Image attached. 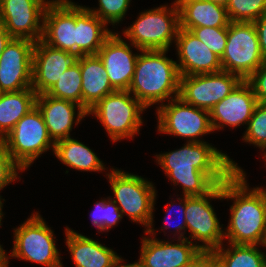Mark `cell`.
I'll return each instance as SVG.
<instances>
[{
	"mask_svg": "<svg viewBox=\"0 0 266 267\" xmlns=\"http://www.w3.org/2000/svg\"><path fill=\"white\" fill-rule=\"evenodd\" d=\"M190 31L219 58L225 52L228 27H197Z\"/></svg>",
	"mask_w": 266,
	"mask_h": 267,
	"instance_id": "cell-33",
	"label": "cell"
},
{
	"mask_svg": "<svg viewBox=\"0 0 266 267\" xmlns=\"http://www.w3.org/2000/svg\"><path fill=\"white\" fill-rule=\"evenodd\" d=\"M183 267H214L212 253L202 251L192 262Z\"/></svg>",
	"mask_w": 266,
	"mask_h": 267,
	"instance_id": "cell-39",
	"label": "cell"
},
{
	"mask_svg": "<svg viewBox=\"0 0 266 267\" xmlns=\"http://www.w3.org/2000/svg\"><path fill=\"white\" fill-rule=\"evenodd\" d=\"M37 94L32 88L18 92H2L0 96V140L16 123L36 107Z\"/></svg>",
	"mask_w": 266,
	"mask_h": 267,
	"instance_id": "cell-26",
	"label": "cell"
},
{
	"mask_svg": "<svg viewBox=\"0 0 266 267\" xmlns=\"http://www.w3.org/2000/svg\"><path fill=\"white\" fill-rule=\"evenodd\" d=\"M169 50H141L128 91L145 107L179 97L177 62L166 57ZM169 99V100H168Z\"/></svg>",
	"mask_w": 266,
	"mask_h": 267,
	"instance_id": "cell-3",
	"label": "cell"
},
{
	"mask_svg": "<svg viewBox=\"0 0 266 267\" xmlns=\"http://www.w3.org/2000/svg\"><path fill=\"white\" fill-rule=\"evenodd\" d=\"M210 2H213L215 4L221 5L226 7V5L228 4L229 0H208Z\"/></svg>",
	"mask_w": 266,
	"mask_h": 267,
	"instance_id": "cell-43",
	"label": "cell"
},
{
	"mask_svg": "<svg viewBox=\"0 0 266 267\" xmlns=\"http://www.w3.org/2000/svg\"><path fill=\"white\" fill-rule=\"evenodd\" d=\"M177 243L155 237H142L139 261L142 267H183L192 262L202 250L188 239Z\"/></svg>",
	"mask_w": 266,
	"mask_h": 267,
	"instance_id": "cell-16",
	"label": "cell"
},
{
	"mask_svg": "<svg viewBox=\"0 0 266 267\" xmlns=\"http://www.w3.org/2000/svg\"><path fill=\"white\" fill-rule=\"evenodd\" d=\"M178 200H179V207H180V209H178V210H180L181 211V218H182V222H180V223H178L177 222V224H173L174 225V228H175V233L177 234V233H179V234H177L176 236H178V239H188V240H190V238L189 237H186V236H184V234H186L185 232H186V220H185V196L183 195V198H177ZM169 206H175L174 205V203L172 204V201H171V205L169 204V205H167L166 206V210H167V213H166V216H165V219L167 220V219H169L170 217H169V215H170V213H171V208L169 207ZM168 211H170V213L168 212ZM173 215H175V214H173ZM164 221L165 223H164V227H162L161 228V230H165V229H167V228H170L172 225L170 224V222H168L167 223V221ZM167 224V225H166ZM169 224L171 225V226H169ZM182 230H184V232L182 231Z\"/></svg>",
	"mask_w": 266,
	"mask_h": 267,
	"instance_id": "cell-37",
	"label": "cell"
},
{
	"mask_svg": "<svg viewBox=\"0 0 266 267\" xmlns=\"http://www.w3.org/2000/svg\"><path fill=\"white\" fill-rule=\"evenodd\" d=\"M244 171H234L222 183L223 199H232L224 238L231 244L264 245L266 238V189H249Z\"/></svg>",
	"mask_w": 266,
	"mask_h": 267,
	"instance_id": "cell-2",
	"label": "cell"
},
{
	"mask_svg": "<svg viewBox=\"0 0 266 267\" xmlns=\"http://www.w3.org/2000/svg\"><path fill=\"white\" fill-rule=\"evenodd\" d=\"M124 262V260L123 259H121V261H120V263H119V265H118V267H142L138 262H134V263H130V264H125V263H123ZM124 265H123V264Z\"/></svg>",
	"mask_w": 266,
	"mask_h": 267,
	"instance_id": "cell-42",
	"label": "cell"
},
{
	"mask_svg": "<svg viewBox=\"0 0 266 267\" xmlns=\"http://www.w3.org/2000/svg\"><path fill=\"white\" fill-rule=\"evenodd\" d=\"M228 245L227 249L222 244L211 252L214 267H266V253L259 250V245Z\"/></svg>",
	"mask_w": 266,
	"mask_h": 267,
	"instance_id": "cell-28",
	"label": "cell"
},
{
	"mask_svg": "<svg viewBox=\"0 0 266 267\" xmlns=\"http://www.w3.org/2000/svg\"><path fill=\"white\" fill-rule=\"evenodd\" d=\"M36 107L41 112L49 136L54 143L70 138L73 124L78 125L84 117L88 116V113L79 104L57 99L46 93L37 95Z\"/></svg>",
	"mask_w": 266,
	"mask_h": 267,
	"instance_id": "cell-21",
	"label": "cell"
},
{
	"mask_svg": "<svg viewBox=\"0 0 266 267\" xmlns=\"http://www.w3.org/2000/svg\"><path fill=\"white\" fill-rule=\"evenodd\" d=\"M42 41L52 48L76 56V4L71 0H51L46 7Z\"/></svg>",
	"mask_w": 266,
	"mask_h": 267,
	"instance_id": "cell-15",
	"label": "cell"
},
{
	"mask_svg": "<svg viewBox=\"0 0 266 267\" xmlns=\"http://www.w3.org/2000/svg\"><path fill=\"white\" fill-rule=\"evenodd\" d=\"M242 139L263 152L266 150V103H258ZM263 154L266 157V151Z\"/></svg>",
	"mask_w": 266,
	"mask_h": 267,
	"instance_id": "cell-32",
	"label": "cell"
},
{
	"mask_svg": "<svg viewBox=\"0 0 266 267\" xmlns=\"http://www.w3.org/2000/svg\"><path fill=\"white\" fill-rule=\"evenodd\" d=\"M107 173L114 198H111L124 214L132 220L145 226L144 233L156 237L154 222V206L156 190L154 184L143 177L111 168ZM147 227V228H146Z\"/></svg>",
	"mask_w": 266,
	"mask_h": 267,
	"instance_id": "cell-4",
	"label": "cell"
},
{
	"mask_svg": "<svg viewBox=\"0 0 266 267\" xmlns=\"http://www.w3.org/2000/svg\"><path fill=\"white\" fill-rule=\"evenodd\" d=\"M223 71L247 80L264 62L253 22H232L228 25L225 52L220 58Z\"/></svg>",
	"mask_w": 266,
	"mask_h": 267,
	"instance_id": "cell-9",
	"label": "cell"
},
{
	"mask_svg": "<svg viewBox=\"0 0 266 267\" xmlns=\"http://www.w3.org/2000/svg\"><path fill=\"white\" fill-rule=\"evenodd\" d=\"M160 7L141 12L136 21L123 31L135 49L169 50L180 28L179 8L176 0L171 7Z\"/></svg>",
	"mask_w": 266,
	"mask_h": 267,
	"instance_id": "cell-5",
	"label": "cell"
},
{
	"mask_svg": "<svg viewBox=\"0 0 266 267\" xmlns=\"http://www.w3.org/2000/svg\"><path fill=\"white\" fill-rule=\"evenodd\" d=\"M226 9L232 22H254L266 14V0H229Z\"/></svg>",
	"mask_w": 266,
	"mask_h": 267,
	"instance_id": "cell-30",
	"label": "cell"
},
{
	"mask_svg": "<svg viewBox=\"0 0 266 267\" xmlns=\"http://www.w3.org/2000/svg\"><path fill=\"white\" fill-rule=\"evenodd\" d=\"M258 100L251 85L243 80L229 95L217 103L210 111L213 132L224 125L235 128L247 125L254 113Z\"/></svg>",
	"mask_w": 266,
	"mask_h": 267,
	"instance_id": "cell-19",
	"label": "cell"
},
{
	"mask_svg": "<svg viewBox=\"0 0 266 267\" xmlns=\"http://www.w3.org/2000/svg\"><path fill=\"white\" fill-rule=\"evenodd\" d=\"M55 156L70 168L78 171H104L105 164L88 146L74 138H66L55 143Z\"/></svg>",
	"mask_w": 266,
	"mask_h": 267,
	"instance_id": "cell-27",
	"label": "cell"
},
{
	"mask_svg": "<svg viewBox=\"0 0 266 267\" xmlns=\"http://www.w3.org/2000/svg\"><path fill=\"white\" fill-rule=\"evenodd\" d=\"M13 234V248L5 256L7 259L14 257L46 267H63L54 232L38 212L15 228Z\"/></svg>",
	"mask_w": 266,
	"mask_h": 267,
	"instance_id": "cell-7",
	"label": "cell"
},
{
	"mask_svg": "<svg viewBox=\"0 0 266 267\" xmlns=\"http://www.w3.org/2000/svg\"><path fill=\"white\" fill-rule=\"evenodd\" d=\"M77 56L55 49L42 40L35 42L32 54V89L46 93L74 62Z\"/></svg>",
	"mask_w": 266,
	"mask_h": 267,
	"instance_id": "cell-18",
	"label": "cell"
},
{
	"mask_svg": "<svg viewBox=\"0 0 266 267\" xmlns=\"http://www.w3.org/2000/svg\"><path fill=\"white\" fill-rule=\"evenodd\" d=\"M17 171L21 172L24 170L12 159L5 143L0 140V190L20 177ZM1 197L0 204H3L2 200L5 201V199Z\"/></svg>",
	"mask_w": 266,
	"mask_h": 267,
	"instance_id": "cell-35",
	"label": "cell"
},
{
	"mask_svg": "<svg viewBox=\"0 0 266 267\" xmlns=\"http://www.w3.org/2000/svg\"><path fill=\"white\" fill-rule=\"evenodd\" d=\"M258 103H266V61L246 80Z\"/></svg>",
	"mask_w": 266,
	"mask_h": 267,
	"instance_id": "cell-36",
	"label": "cell"
},
{
	"mask_svg": "<svg viewBox=\"0 0 266 267\" xmlns=\"http://www.w3.org/2000/svg\"><path fill=\"white\" fill-rule=\"evenodd\" d=\"M98 2L97 9L86 8L107 25L111 23L115 26L125 18L131 0H98Z\"/></svg>",
	"mask_w": 266,
	"mask_h": 267,
	"instance_id": "cell-34",
	"label": "cell"
},
{
	"mask_svg": "<svg viewBox=\"0 0 266 267\" xmlns=\"http://www.w3.org/2000/svg\"><path fill=\"white\" fill-rule=\"evenodd\" d=\"M243 79L227 71L180 77L179 97L190 105L211 111L229 95Z\"/></svg>",
	"mask_w": 266,
	"mask_h": 267,
	"instance_id": "cell-12",
	"label": "cell"
},
{
	"mask_svg": "<svg viewBox=\"0 0 266 267\" xmlns=\"http://www.w3.org/2000/svg\"><path fill=\"white\" fill-rule=\"evenodd\" d=\"M12 38L13 37L9 34L5 27L0 23V56Z\"/></svg>",
	"mask_w": 266,
	"mask_h": 267,
	"instance_id": "cell-40",
	"label": "cell"
},
{
	"mask_svg": "<svg viewBox=\"0 0 266 267\" xmlns=\"http://www.w3.org/2000/svg\"><path fill=\"white\" fill-rule=\"evenodd\" d=\"M264 246L266 247V238H265V241H264V245H263V247H264Z\"/></svg>",
	"mask_w": 266,
	"mask_h": 267,
	"instance_id": "cell-45",
	"label": "cell"
},
{
	"mask_svg": "<svg viewBox=\"0 0 266 267\" xmlns=\"http://www.w3.org/2000/svg\"><path fill=\"white\" fill-rule=\"evenodd\" d=\"M35 42L12 38L0 56V90L18 92L32 88V54Z\"/></svg>",
	"mask_w": 266,
	"mask_h": 267,
	"instance_id": "cell-14",
	"label": "cell"
},
{
	"mask_svg": "<svg viewBox=\"0 0 266 267\" xmlns=\"http://www.w3.org/2000/svg\"><path fill=\"white\" fill-rule=\"evenodd\" d=\"M50 2L51 0H0V23L13 38L37 42L43 36L44 13Z\"/></svg>",
	"mask_w": 266,
	"mask_h": 267,
	"instance_id": "cell-13",
	"label": "cell"
},
{
	"mask_svg": "<svg viewBox=\"0 0 266 267\" xmlns=\"http://www.w3.org/2000/svg\"><path fill=\"white\" fill-rule=\"evenodd\" d=\"M160 133L187 138V142H204L199 137L213 132L210 111L185 103L180 97L157 107Z\"/></svg>",
	"mask_w": 266,
	"mask_h": 267,
	"instance_id": "cell-11",
	"label": "cell"
},
{
	"mask_svg": "<svg viewBox=\"0 0 266 267\" xmlns=\"http://www.w3.org/2000/svg\"><path fill=\"white\" fill-rule=\"evenodd\" d=\"M76 61L80 64L82 76V108L88 113L101 99L115 90L97 54L82 55Z\"/></svg>",
	"mask_w": 266,
	"mask_h": 267,
	"instance_id": "cell-23",
	"label": "cell"
},
{
	"mask_svg": "<svg viewBox=\"0 0 266 267\" xmlns=\"http://www.w3.org/2000/svg\"><path fill=\"white\" fill-rule=\"evenodd\" d=\"M107 26L86 6L76 3V56L96 55L113 33Z\"/></svg>",
	"mask_w": 266,
	"mask_h": 267,
	"instance_id": "cell-25",
	"label": "cell"
},
{
	"mask_svg": "<svg viewBox=\"0 0 266 267\" xmlns=\"http://www.w3.org/2000/svg\"><path fill=\"white\" fill-rule=\"evenodd\" d=\"M222 199V183L204 196H185L186 231L190 232L191 240L199 241L202 251L212 252L224 241V229L220 225L210 200Z\"/></svg>",
	"mask_w": 266,
	"mask_h": 267,
	"instance_id": "cell-10",
	"label": "cell"
},
{
	"mask_svg": "<svg viewBox=\"0 0 266 267\" xmlns=\"http://www.w3.org/2000/svg\"><path fill=\"white\" fill-rule=\"evenodd\" d=\"M65 240L76 267H118L122 257L98 241L66 227Z\"/></svg>",
	"mask_w": 266,
	"mask_h": 267,
	"instance_id": "cell-22",
	"label": "cell"
},
{
	"mask_svg": "<svg viewBox=\"0 0 266 267\" xmlns=\"http://www.w3.org/2000/svg\"><path fill=\"white\" fill-rule=\"evenodd\" d=\"M2 208H3V204H0V226L2 225L1 220H2V217L4 216L2 212ZM6 255L7 253L5 252V250L2 248V245L0 244V258H4Z\"/></svg>",
	"mask_w": 266,
	"mask_h": 267,
	"instance_id": "cell-41",
	"label": "cell"
},
{
	"mask_svg": "<svg viewBox=\"0 0 266 267\" xmlns=\"http://www.w3.org/2000/svg\"><path fill=\"white\" fill-rule=\"evenodd\" d=\"M146 108L129 91H115L101 99L88 111L100 120L113 142L132 138L143 124Z\"/></svg>",
	"mask_w": 266,
	"mask_h": 267,
	"instance_id": "cell-6",
	"label": "cell"
},
{
	"mask_svg": "<svg viewBox=\"0 0 266 267\" xmlns=\"http://www.w3.org/2000/svg\"><path fill=\"white\" fill-rule=\"evenodd\" d=\"M123 218L119 207L109 197L95 203V209L91 213V221L98 231L105 232L117 225Z\"/></svg>",
	"mask_w": 266,
	"mask_h": 267,
	"instance_id": "cell-31",
	"label": "cell"
},
{
	"mask_svg": "<svg viewBox=\"0 0 266 267\" xmlns=\"http://www.w3.org/2000/svg\"><path fill=\"white\" fill-rule=\"evenodd\" d=\"M175 43L181 76L222 71L220 58L190 30L179 28Z\"/></svg>",
	"mask_w": 266,
	"mask_h": 267,
	"instance_id": "cell-20",
	"label": "cell"
},
{
	"mask_svg": "<svg viewBox=\"0 0 266 267\" xmlns=\"http://www.w3.org/2000/svg\"><path fill=\"white\" fill-rule=\"evenodd\" d=\"M180 28L228 27L227 9L208 0H176Z\"/></svg>",
	"mask_w": 266,
	"mask_h": 267,
	"instance_id": "cell-24",
	"label": "cell"
},
{
	"mask_svg": "<svg viewBox=\"0 0 266 267\" xmlns=\"http://www.w3.org/2000/svg\"><path fill=\"white\" fill-rule=\"evenodd\" d=\"M82 76L80 64L74 62L57 82L46 92L47 95L79 104L82 107Z\"/></svg>",
	"mask_w": 266,
	"mask_h": 267,
	"instance_id": "cell-29",
	"label": "cell"
},
{
	"mask_svg": "<svg viewBox=\"0 0 266 267\" xmlns=\"http://www.w3.org/2000/svg\"><path fill=\"white\" fill-rule=\"evenodd\" d=\"M130 46L113 32L97 52L115 91H128L131 85L139 53H132Z\"/></svg>",
	"mask_w": 266,
	"mask_h": 267,
	"instance_id": "cell-17",
	"label": "cell"
},
{
	"mask_svg": "<svg viewBox=\"0 0 266 267\" xmlns=\"http://www.w3.org/2000/svg\"><path fill=\"white\" fill-rule=\"evenodd\" d=\"M12 159L25 171L44 152H54L55 143L37 107L24 115L2 140ZM52 144V145H51Z\"/></svg>",
	"mask_w": 266,
	"mask_h": 267,
	"instance_id": "cell-8",
	"label": "cell"
},
{
	"mask_svg": "<svg viewBox=\"0 0 266 267\" xmlns=\"http://www.w3.org/2000/svg\"><path fill=\"white\" fill-rule=\"evenodd\" d=\"M173 185L182 186L184 196H204L234 171H243L235 161L208 142H186L182 148L156 155Z\"/></svg>",
	"mask_w": 266,
	"mask_h": 267,
	"instance_id": "cell-1",
	"label": "cell"
},
{
	"mask_svg": "<svg viewBox=\"0 0 266 267\" xmlns=\"http://www.w3.org/2000/svg\"><path fill=\"white\" fill-rule=\"evenodd\" d=\"M253 23L257 31L262 56L266 61V14H263Z\"/></svg>",
	"mask_w": 266,
	"mask_h": 267,
	"instance_id": "cell-38",
	"label": "cell"
},
{
	"mask_svg": "<svg viewBox=\"0 0 266 267\" xmlns=\"http://www.w3.org/2000/svg\"><path fill=\"white\" fill-rule=\"evenodd\" d=\"M9 259L6 257L0 258V267H9Z\"/></svg>",
	"mask_w": 266,
	"mask_h": 267,
	"instance_id": "cell-44",
	"label": "cell"
}]
</instances>
